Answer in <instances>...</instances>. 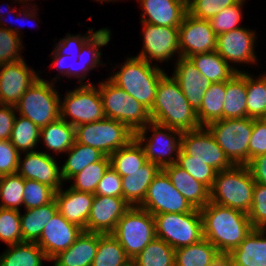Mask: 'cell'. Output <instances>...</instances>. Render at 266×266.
<instances>
[{
	"label": "cell",
	"instance_id": "cell-1",
	"mask_svg": "<svg viewBox=\"0 0 266 266\" xmlns=\"http://www.w3.org/2000/svg\"><path fill=\"white\" fill-rule=\"evenodd\" d=\"M203 237L218 250L232 251L253 229L248 214L209 202L200 209Z\"/></svg>",
	"mask_w": 266,
	"mask_h": 266
},
{
	"label": "cell",
	"instance_id": "cell-2",
	"mask_svg": "<svg viewBox=\"0 0 266 266\" xmlns=\"http://www.w3.org/2000/svg\"><path fill=\"white\" fill-rule=\"evenodd\" d=\"M151 121L181 132L199 129L197 114L181 91L178 81L164 74L158 82Z\"/></svg>",
	"mask_w": 266,
	"mask_h": 266
},
{
	"label": "cell",
	"instance_id": "cell-3",
	"mask_svg": "<svg viewBox=\"0 0 266 266\" xmlns=\"http://www.w3.org/2000/svg\"><path fill=\"white\" fill-rule=\"evenodd\" d=\"M164 74L160 66H152V63L133 56L126 59L120 71L113 72V76L108 78L150 111L158 82Z\"/></svg>",
	"mask_w": 266,
	"mask_h": 266
},
{
	"label": "cell",
	"instance_id": "cell-4",
	"mask_svg": "<svg viewBox=\"0 0 266 266\" xmlns=\"http://www.w3.org/2000/svg\"><path fill=\"white\" fill-rule=\"evenodd\" d=\"M255 180L247 165H233L216 173L210 189V202L248 214Z\"/></svg>",
	"mask_w": 266,
	"mask_h": 266
},
{
	"label": "cell",
	"instance_id": "cell-5",
	"mask_svg": "<svg viewBox=\"0 0 266 266\" xmlns=\"http://www.w3.org/2000/svg\"><path fill=\"white\" fill-rule=\"evenodd\" d=\"M98 88L106 118L126 124L133 132L151 121L149 110L109 78L100 82Z\"/></svg>",
	"mask_w": 266,
	"mask_h": 266
},
{
	"label": "cell",
	"instance_id": "cell-6",
	"mask_svg": "<svg viewBox=\"0 0 266 266\" xmlns=\"http://www.w3.org/2000/svg\"><path fill=\"white\" fill-rule=\"evenodd\" d=\"M38 78L14 105L18 114L28 118L40 129L60 118L61 97L53 83Z\"/></svg>",
	"mask_w": 266,
	"mask_h": 266
},
{
	"label": "cell",
	"instance_id": "cell-7",
	"mask_svg": "<svg viewBox=\"0 0 266 266\" xmlns=\"http://www.w3.org/2000/svg\"><path fill=\"white\" fill-rule=\"evenodd\" d=\"M133 138V132L126 124L111 118L81 124L75 127V142L91 146L110 156L126 146Z\"/></svg>",
	"mask_w": 266,
	"mask_h": 266
},
{
	"label": "cell",
	"instance_id": "cell-8",
	"mask_svg": "<svg viewBox=\"0 0 266 266\" xmlns=\"http://www.w3.org/2000/svg\"><path fill=\"white\" fill-rule=\"evenodd\" d=\"M156 238L164 240L175 250L203 239V221L200 209L187 213L154 215Z\"/></svg>",
	"mask_w": 266,
	"mask_h": 266
},
{
	"label": "cell",
	"instance_id": "cell-9",
	"mask_svg": "<svg viewBox=\"0 0 266 266\" xmlns=\"http://www.w3.org/2000/svg\"><path fill=\"white\" fill-rule=\"evenodd\" d=\"M112 235L132 260L156 238L154 216L139 206L130 207L117 222Z\"/></svg>",
	"mask_w": 266,
	"mask_h": 266
},
{
	"label": "cell",
	"instance_id": "cell-10",
	"mask_svg": "<svg viewBox=\"0 0 266 266\" xmlns=\"http://www.w3.org/2000/svg\"><path fill=\"white\" fill-rule=\"evenodd\" d=\"M207 128L233 165L249 163V141L253 130L252 118L221 119L210 123Z\"/></svg>",
	"mask_w": 266,
	"mask_h": 266
},
{
	"label": "cell",
	"instance_id": "cell-11",
	"mask_svg": "<svg viewBox=\"0 0 266 266\" xmlns=\"http://www.w3.org/2000/svg\"><path fill=\"white\" fill-rule=\"evenodd\" d=\"M147 130L153 132L151 137L146 136ZM181 136V131L153 121L135 132V138L142 145L147 161L153 162L160 169L177 162Z\"/></svg>",
	"mask_w": 266,
	"mask_h": 266
},
{
	"label": "cell",
	"instance_id": "cell-12",
	"mask_svg": "<svg viewBox=\"0 0 266 266\" xmlns=\"http://www.w3.org/2000/svg\"><path fill=\"white\" fill-rule=\"evenodd\" d=\"M65 94V99L60 102V117L72 126L77 127L105 118L99 88L95 85L80 84Z\"/></svg>",
	"mask_w": 266,
	"mask_h": 266
},
{
	"label": "cell",
	"instance_id": "cell-13",
	"mask_svg": "<svg viewBox=\"0 0 266 266\" xmlns=\"http://www.w3.org/2000/svg\"><path fill=\"white\" fill-rule=\"evenodd\" d=\"M177 160H199L217 172L233 166L207 127L182 132Z\"/></svg>",
	"mask_w": 266,
	"mask_h": 266
},
{
	"label": "cell",
	"instance_id": "cell-14",
	"mask_svg": "<svg viewBox=\"0 0 266 266\" xmlns=\"http://www.w3.org/2000/svg\"><path fill=\"white\" fill-rule=\"evenodd\" d=\"M139 207L153 216L163 213H187L195 209L173 186L162 169L150 183L145 199Z\"/></svg>",
	"mask_w": 266,
	"mask_h": 266
},
{
	"label": "cell",
	"instance_id": "cell-15",
	"mask_svg": "<svg viewBox=\"0 0 266 266\" xmlns=\"http://www.w3.org/2000/svg\"><path fill=\"white\" fill-rule=\"evenodd\" d=\"M143 26V48L137 54L139 57L149 63L153 60L165 62L173 58L179 52V31L178 27L157 26L155 24L141 21Z\"/></svg>",
	"mask_w": 266,
	"mask_h": 266
},
{
	"label": "cell",
	"instance_id": "cell-16",
	"mask_svg": "<svg viewBox=\"0 0 266 266\" xmlns=\"http://www.w3.org/2000/svg\"><path fill=\"white\" fill-rule=\"evenodd\" d=\"M178 31L181 57L189 58L194 54L216 50L217 35L209 20L198 19L186 13Z\"/></svg>",
	"mask_w": 266,
	"mask_h": 266
},
{
	"label": "cell",
	"instance_id": "cell-17",
	"mask_svg": "<svg viewBox=\"0 0 266 266\" xmlns=\"http://www.w3.org/2000/svg\"><path fill=\"white\" fill-rule=\"evenodd\" d=\"M255 31L249 28H237L217 35L216 51L236 71L241 72L237 66L231 64H255ZM229 61L231 63H229Z\"/></svg>",
	"mask_w": 266,
	"mask_h": 266
},
{
	"label": "cell",
	"instance_id": "cell-18",
	"mask_svg": "<svg viewBox=\"0 0 266 266\" xmlns=\"http://www.w3.org/2000/svg\"><path fill=\"white\" fill-rule=\"evenodd\" d=\"M24 155V161L19 158L17 171L24 179L46 184L55 192L63 186L61 167L54 160V156L43 151H32Z\"/></svg>",
	"mask_w": 266,
	"mask_h": 266
},
{
	"label": "cell",
	"instance_id": "cell-19",
	"mask_svg": "<svg viewBox=\"0 0 266 266\" xmlns=\"http://www.w3.org/2000/svg\"><path fill=\"white\" fill-rule=\"evenodd\" d=\"M38 78L24 59L0 65V104L15 105Z\"/></svg>",
	"mask_w": 266,
	"mask_h": 266
},
{
	"label": "cell",
	"instance_id": "cell-20",
	"mask_svg": "<svg viewBox=\"0 0 266 266\" xmlns=\"http://www.w3.org/2000/svg\"><path fill=\"white\" fill-rule=\"evenodd\" d=\"M82 231V228L69 222L57 211L44 226L37 244L50 262L58 253L68 249Z\"/></svg>",
	"mask_w": 266,
	"mask_h": 266
},
{
	"label": "cell",
	"instance_id": "cell-21",
	"mask_svg": "<svg viewBox=\"0 0 266 266\" xmlns=\"http://www.w3.org/2000/svg\"><path fill=\"white\" fill-rule=\"evenodd\" d=\"M130 207L124 198L95 195L84 231L112 233Z\"/></svg>",
	"mask_w": 266,
	"mask_h": 266
},
{
	"label": "cell",
	"instance_id": "cell-22",
	"mask_svg": "<svg viewBox=\"0 0 266 266\" xmlns=\"http://www.w3.org/2000/svg\"><path fill=\"white\" fill-rule=\"evenodd\" d=\"M173 76L179 83L181 91L191 107L197 112L201 107L202 98L211 82L200 74L190 58L177 59Z\"/></svg>",
	"mask_w": 266,
	"mask_h": 266
},
{
	"label": "cell",
	"instance_id": "cell-23",
	"mask_svg": "<svg viewBox=\"0 0 266 266\" xmlns=\"http://www.w3.org/2000/svg\"><path fill=\"white\" fill-rule=\"evenodd\" d=\"M65 190L60 188L55 192L54 199L58 211L69 222L85 230L95 195L70 187Z\"/></svg>",
	"mask_w": 266,
	"mask_h": 266
},
{
	"label": "cell",
	"instance_id": "cell-24",
	"mask_svg": "<svg viewBox=\"0 0 266 266\" xmlns=\"http://www.w3.org/2000/svg\"><path fill=\"white\" fill-rule=\"evenodd\" d=\"M142 8V22L157 26L179 27L187 13L183 0H138Z\"/></svg>",
	"mask_w": 266,
	"mask_h": 266
},
{
	"label": "cell",
	"instance_id": "cell-25",
	"mask_svg": "<svg viewBox=\"0 0 266 266\" xmlns=\"http://www.w3.org/2000/svg\"><path fill=\"white\" fill-rule=\"evenodd\" d=\"M162 170L167 174L173 186L194 208L201 209L210 202V190L185 169L175 163Z\"/></svg>",
	"mask_w": 266,
	"mask_h": 266
},
{
	"label": "cell",
	"instance_id": "cell-26",
	"mask_svg": "<svg viewBox=\"0 0 266 266\" xmlns=\"http://www.w3.org/2000/svg\"><path fill=\"white\" fill-rule=\"evenodd\" d=\"M98 233L82 231L76 241L51 260L53 266H91L96 256Z\"/></svg>",
	"mask_w": 266,
	"mask_h": 266
},
{
	"label": "cell",
	"instance_id": "cell-27",
	"mask_svg": "<svg viewBox=\"0 0 266 266\" xmlns=\"http://www.w3.org/2000/svg\"><path fill=\"white\" fill-rule=\"evenodd\" d=\"M231 253L233 266H266V229L253 228Z\"/></svg>",
	"mask_w": 266,
	"mask_h": 266
},
{
	"label": "cell",
	"instance_id": "cell-28",
	"mask_svg": "<svg viewBox=\"0 0 266 266\" xmlns=\"http://www.w3.org/2000/svg\"><path fill=\"white\" fill-rule=\"evenodd\" d=\"M161 169L153 162H146L139 170L122 177L123 198L131 206H140L148 187Z\"/></svg>",
	"mask_w": 266,
	"mask_h": 266
},
{
	"label": "cell",
	"instance_id": "cell-29",
	"mask_svg": "<svg viewBox=\"0 0 266 266\" xmlns=\"http://www.w3.org/2000/svg\"><path fill=\"white\" fill-rule=\"evenodd\" d=\"M247 91L246 71L235 73L226 81L223 119L246 117Z\"/></svg>",
	"mask_w": 266,
	"mask_h": 266
},
{
	"label": "cell",
	"instance_id": "cell-30",
	"mask_svg": "<svg viewBox=\"0 0 266 266\" xmlns=\"http://www.w3.org/2000/svg\"><path fill=\"white\" fill-rule=\"evenodd\" d=\"M26 213H20V227L23 242L37 243L40 239L44 226L58 211L55 199L46 205L33 209H24Z\"/></svg>",
	"mask_w": 266,
	"mask_h": 266
},
{
	"label": "cell",
	"instance_id": "cell-31",
	"mask_svg": "<svg viewBox=\"0 0 266 266\" xmlns=\"http://www.w3.org/2000/svg\"><path fill=\"white\" fill-rule=\"evenodd\" d=\"M44 260L49 261L37 243L21 242L8 245L0 255V266H43Z\"/></svg>",
	"mask_w": 266,
	"mask_h": 266
},
{
	"label": "cell",
	"instance_id": "cell-32",
	"mask_svg": "<svg viewBox=\"0 0 266 266\" xmlns=\"http://www.w3.org/2000/svg\"><path fill=\"white\" fill-rule=\"evenodd\" d=\"M109 158L110 167L121 177L139 170L147 162L145 151L136 138H133L126 146L113 152Z\"/></svg>",
	"mask_w": 266,
	"mask_h": 266
},
{
	"label": "cell",
	"instance_id": "cell-33",
	"mask_svg": "<svg viewBox=\"0 0 266 266\" xmlns=\"http://www.w3.org/2000/svg\"><path fill=\"white\" fill-rule=\"evenodd\" d=\"M111 39V30L101 28L97 30L81 47L78 55V62L81 63V85H90L92 83H84L88 73L92 69H96L102 62L100 60V47L109 44Z\"/></svg>",
	"mask_w": 266,
	"mask_h": 266
},
{
	"label": "cell",
	"instance_id": "cell-34",
	"mask_svg": "<svg viewBox=\"0 0 266 266\" xmlns=\"http://www.w3.org/2000/svg\"><path fill=\"white\" fill-rule=\"evenodd\" d=\"M211 83L226 82L237 73L215 50L207 53H198L189 57Z\"/></svg>",
	"mask_w": 266,
	"mask_h": 266
},
{
	"label": "cell",
	"instance_id": "cell-35",
	"mask_svg": "<svg viewBox=\"0 0 266 266\" xmlns=\"http://www.w3.org/2000/svg\"><path fill=\"white\" fill-rule=\"evenodd\" d=\"M225 93L226 82L211 83L202 98L200 109L196 112L201 127L223 119Z\"/></svg>",
	"mask_w": 266,
	"mask_h": 266
},
{
	"label": "cell",
	"instance_id": "cell-36",
	"mask_svg": "<svg viewBox=\"0 0 266 266\" xmlns=\"http://www.w3.org/2000/svg\"><path fill=\"white\" fill-rule=\"evenodd\" d=\"M40 138H43L44 146L56 152H67L75 142V127L61 117L41 128Z\"/></svg>",
	"mask_w": 266,
	"mask_h": 266
},
{
	"label": "cell",
	"instance_id": "cell-37",
	"mask_svg": "<svg viewBox=\"0 0 266 266\" xmlns=\"http://www.w3.org/2000/svg\"><path fill=\"white\" fill-rule=\"evenodd\" d=\"M66 153L68 158L61 167V174L66 182L89 164L100 161L105 156L101 151L78 142H74Z\"/></svg>",
	"mask_w": 266,
	"mask_h": 266
},
{
	"label": "cell",
	"instance_id": "cell-38",
	"mask_svg": "<svg viewBox=\"0 0 266 266\" xmlns=\"http://www.w3.org/2000/svg\"><path fill=\"white\" fill-rule=\"evenodd\" d=\"M130 260L112 233H98L96 256L91 266H123Z\"/></svg>",
	"mask_w": 266,
	"mask_h": 266
},
{
	"label": "cell",
	"instance_id": "cell-39",
	"mask_svg": "<svg viewBox=\"0 0 266 266\" xmlns=\"http://www.w3.org/2000/svg\"><path fill=\"white\" fill-rule=\"evenodd\" d=\"M218 249L206 238L175 250V266H208Z\"/></svg>",
	"mask_w": 266,
	"mask_h": 266
},
{
	"label": "cell",
	"instance_id": "cell-40",
	"mask_svg": "<svg viewBox=\"0 0 266 266\" xmlns=\"http://www.w3.org/2000/svg\"><path fill=\"white\" fill-rule=\"evenodd\" d=\"M246 117L266 119V74L254 78L246 72Z\"/></svg>",
	"mask_w": 266,
	"mask_h": 266
},
{
	"label": "cell",
	"instance_id": "cell-41",
	"mask_svg": "<svg viewBox=\"0 0 266 266\" xmlns=\"http://www.w3.org/2000/svg\"><path fill=\"white\" fill-rule=\"evenodd\" d=\"M132 260L136 266H175V249L155 238Z\"/></svg>",
	"mask_w": 266,
	"mask_h": 266
},
{
	"label": "cell",
	"instance_id": "cell-42",
	"mask_svg": "<svg viewBox=\"0 0 266 266\" xmlns=\"http://www.w3.org/2000/svg\"><path fill=\"white\" fill-rule=\"evenodd\" d=\"M41 129L26 117L16 116L11 131L10 141L20 153L32 152L40 139Z\"/></svg>",
	"mask_w": 266,
	"mask_h": 266
},
{
	"label": "cell",
	"instance_id": "cell-43",
	"mask_svg": "<svg viewBox=\"0 0 266 266\" xmlns=\"http://www.w3.org/2000/svg\"><path fill=\"white\" fill-rule=\"evenodd\" d=\"M109 167V156H104L100 161L89 164L81 172L69 179L74 180L70 188L95 195L97 185Z\"/></svg>",
	"mask_w": 266,
	"mask_h": 266
},
{
	"label": "cell",
	"instance_id": "cell-44",
	"mask_svg": "<svg viewBox=\"0 0 266 266\" xmlns=\"http://www.w3.org/2000/svg\"><path fill=\"white\" fill-rule=\"evenodd\" d=\"M24 185L25 179L18 173L3 175L0 185V207L20 211L19 206L23 205Z\"/></svg>",
	"mask_w": 266,
	"mask_h": 266
},
{
	"label": "cell",
	"instance_id": "cell-45",
	"mask_svg": "<svg viewBox=\"0 0 266 266\" xmlns=\"http://www.w3.org/2000/svg\"><path fill=\"white\" fill-rule=\"evenodd\" d=\"M20 28L0 27V65L23 60ZM21 52V53H20Z\"/></svg>",
	"mask_w": 266,
	"mask_h": 266
},
{
	"label": "cell",
	"instance_id": "cell-46",
	"mask_svg": "<svg viewBox=\"0 0 266 266\" xmlns=\"http://www.w3.org/2000/svg\"><path fill=\"white\" fill-rule=\"evenodd\" d=\"M0 240L7 245L23 242L20 211L0 207Z\"/></svg>",
	"mask_w": 266,
	"mask_h": 266
},
{
	"label": "cell",
	"instance_id": "cell-47",
	"mask_svg": "<svg viewBox=\"0 0 266 266\" xmlns=\"http://www.w3.org/2000/svg\"><path fill=\"white\" fill-rule=\"evenodd\" d=\"M244 3L245 0H240L209 19L211 27L216 35L240 28L238 24L242 19V8Z\"/></svg>",
	"mask_w": 266,
	"mask_h": 266
},
{
	"label": "cell",
	"instance_id": "cell-48",
	"mask_svg": "<svg viewBox=\"0 0 266 266\" xmlns=\"http://www.w3.org/2000/svg\"><path fill=\"white\" fill-rule=\"evenodd\" d=\"M55 191L46 184L25 179L23 207L33 209L48 204L54 199Z\"/></svg>",
	"mask_w": 266,
	"mask_h": 266
},
{
	"label": "cell",
	"instance_id": "cell-49",
	"mask_svg": "<svg viewBox=\"0 0 266 266\" xmlns=\"http://www.w3.org/2000/svg\"><path fill=\"white\" fill-rule=\"evenodd\" d=\"M240 0H193L187 5V13L191 16L209 20L219 12L234 5Z\"/></svg>",
	"mask_w": 266,
	"mask_h": 266
},
{
	"label": "cell",
	"instance_id": "cell-50",
	"mask_svg": "<svg viewBox=\"0 0 266 266\" xmlns=\"http://www.w3.org/2000/svg\"><path fill=\"white\" fill-rule=\"evenodd\" d=\"M248 217L253 228L266 229V185L255 183Z\"/></svg>",
	"mask_w": 266,
	"mask_h": 266
},
{
	"label": "cell",
	"instance_id": "cell-51",
	"mask_svg": "<svg viewBox=\"0 0 266 266\" xmlns=\"http://www.w3.org/2000/svg\"><path fill=\"white\" fill-rule=\"evenodd\" d=\"M176 164L185 169L193 178L211 189L217 171L199 160H177Z\"/></svg>",
	"mask_w": 266,
	"mask_h": 266
},
{
	"label": "cell",
	"instance_id": "cell-52",
	"mask_svg": "<svg viewBox=\"0 0 266 266\" xmlns=\"http://www.w3.org/2000/svg\"><path fill=\"white\" fill-rule=\"evenodd\" d=\"M21 153L13 146L11 141L0 140V174H15Z\"/></svg>",
	"mask_w": 266,
	"mask_h": 266
},
{
	"label": "cell",
	"instance_id": "cell-53",
	"mask_svg": "<svg viewBox=\"0 0 266 266\" xmlns=\"http://www.w3.org/2000/svg\"><path fill=\"white\" fill-rule=\"evenodd\" d=\"M95 195L123 198L122 177L109 167L98 183Z\"/></svg>",
	"mask_w": 266,
	"mask_h": 266
},
{
	"label": "cell",
	"instance_id": "cell-54",
	"mask_svg": "<svg viewBox=\"0 0 266 266\" xmlns=\"http://www.w3.org/2000/svg\"><path fill=\"white\" fill-rule=\"evenodd\" d=\"M87 32H86V35L85 34L84 35H81V34L70 35L69 33H67L66 37L61 39L59 43H56L57 45L53 47L54 50L59 55L78 57L83 44L95 33L93 32L92 28L91 29L88 28Z\"/></svg>",
	"mask_w": 266,
	"mask_h": 266
},
{
	"label": "cell",
	"instance_id": "cell-55",
	"mask_svg": "<svg viewBox=\"0 0 266 266\" xmlns=\"http://www.w3.org/2000/svg\"><path fill=\"white\" fill-rule=\"evenodd\" d=\"M266 154V119H253V130L249 141V161Z\"/></svg>",
	"mask_w": 266,
	"mask_h": 266
},
{
	"label": "cell",
	"instance_id": "cell-56",
	"mask_svg": "<svg viewBox=\"0 0 266 266\" xmlns=\"http://www.w3.org/2000/svg\"><path fill=\"white\" fill-rule=\"evenodd\" d=\"M53 51L54 53L52 52V60L54 59V61L51 63L53 67L55 66L62 76H67L69 78L76 77L79 79L78 82L81 83V63L78 62V57L59 55L55 50Z\"/></svg>",
	"mask_w": 266,
	"mask_h": 266
},
{
	"label": "cell",
	"instance_id": "cell-57",
	"mask_svg": "<svg viewBox=\"0 0 266 266\" xmlns=\"http://www.w3.org/2000/svg\"><path fill=\"white\" fill-rule=\"evenodd\" d=\"M14 105L0 104V140H8L16 117Z\"/></svg>",
	"mask_w": 266,
	"mask_h": 266
},
{
	"label": "cell",
	"instance_id": "cell-58",
	"mask_svg": "<svg viewBox=\"0 0 266 266\" xmlns=\"http://www.w3.org/2000/svg\"><path fill=\"white\" fill-rule=\"evenodd\" d=\"M247 167L256 183L266 185V154L252 158Z\"/></svg>",
	"mask_w": 266,
	"mask_h": 266
},
{
	"label": "cell",
	"instance_id": "cell-59",
	"mask_svg": "<svg viewBox=\"0 0 266 266\" xmlns=\"http://www.w3.org/2000/svg\"><path fill=\"white\" fill-rule=\"evenodd\" d=\"M208 266H233L231 251L217 250Z\"/></svg>",
	"mask_w": 266,
	"mask_h": 266
},
{
	"label": "cell",
	"instance_id": "cell-60",
	"mask_svg": "<svg viewBox=\"0 0 266 266\" xmlns=\"http://www.w3.org/2000/svg\"><path fill=\"white\" fill-rule=\"evenodd\" d=\"M24 8H25V9L27 8L26 10H24L25 12L22 11V10H19L20 12H18V13H19L20 15H23V16L25 17V19H32V18H33V19H36V18H37L35 15H37V11H36V10H38V9H34V10H33V9H32V10L30 9V10H29L27 6H25ZM21 11H22L23 13H22ZM0 13L3 14V15L5 14V13H2L1 11H0ZM1 14H0V27L3 28V24H2L3 22H1L3 16H2ZM15 14H16V15H15L16 18H15V17H14V18L17 19V21H18L19 19H18V17H17V13H15ZM6 15H7V14H6ZM10 17H11V16H10ZM3 19H4V18H3ZM20 20H21V22H22V21L24 22V19H23V18H20ZM5 22H6V21H5ZM10 22H11V21H10ZM9 24H10V23H9ZM35 25L37 26L38 24H35ZM35 25H34V26H35Z\"/></svg>",
	"mask_w": 266,
	"mask_h": 266
},
{
	"label": "cell",
	"instance_id": "cell-61",
	"mask_svg": "<svg viewBox=\"0 0 266 266\" xmlns=\"http://www.w3.org/2000/svg\"><path fill=\"white\" fill-rule=\"evenodd\" d=\"M123 266H136V264L133 260H130L126 264H124Z\"/></svg>",
	"mask_w": 266,
	"mask_h": 266
},
{
	"label": "cell",
	"instance_id": "cell-62",
	"mask_svg": "<svg viewBox=\"0 0 266 266\" xmlns=\"http://www.w3.org/2000/svg\"><path fill=\"white\" fill-rule=\"evenodd\" d=\"M19 0H15V2H18ZM21 2H22V4H24L23 6H25V4L27 5V3L26 2H30V1H32V0H20ZM34 1V0H33ZM23 2H25V3H23Z\"/></svg>",
	"mask_w": 266,
	"mask_h": 266
},
{
	"label": "cell",
	"instance_id": "cell-63",
	"mask_svg": "<svg viewBox=\"0 0 266 266\" xmlns=\"http://www.w3.org/2000/svg\"><path fill=\"white\" fill-rule=\"evenodd\" d=\"M96 1H98V2L101 1L102 3H103V2L105 3L106 1H107V2H110V1H115V0H96Z\"/></svg>",
	"mask_w": 266,
	"mask_h": 266
},
{
	"label": "cell",
	"instance_id": "cell-64",
	"mask_svg": "<svg viewBox=\"0 0 266 266\" xmlns=\"http://www.w3.org/2000/svg\"><path fill=\"white\" fill-rule=\"evenodd\" d=\"M186 5H188L193 0H183Z\"/></svg>",
	"mask_w": 266,
	"mask_h": 266
},
{
	"label": "cell",
	"instance_id": "cell-65",
	"mask_svg": "<svg viewBox=\"0 0 266 266\" xmlns=\"http://www.w3.org/2000/svg\"><path fill=\"white\" fill-rule=\"evenodd\" d=\"M2 178H3V175L0 174V185H1Z\"/></svg>",
	"mask_w": 266,
	"mask_h": 266
}]
</instances>
